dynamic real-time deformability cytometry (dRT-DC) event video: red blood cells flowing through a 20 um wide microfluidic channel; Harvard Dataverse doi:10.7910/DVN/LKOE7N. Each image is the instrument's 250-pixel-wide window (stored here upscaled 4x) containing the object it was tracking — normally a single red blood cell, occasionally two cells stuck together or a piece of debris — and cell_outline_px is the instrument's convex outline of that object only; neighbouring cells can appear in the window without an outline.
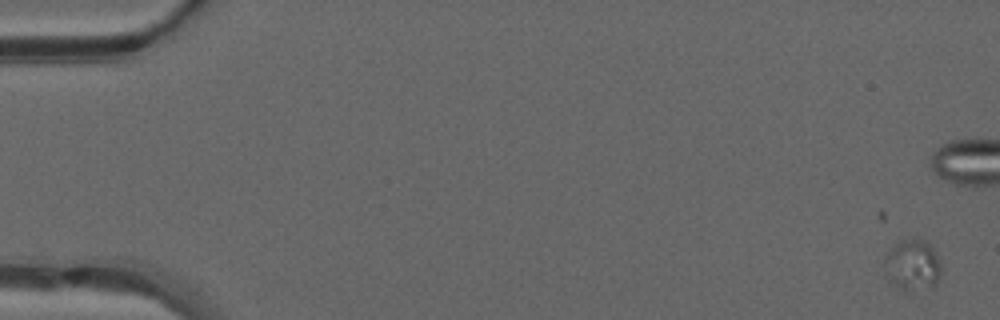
{"species": "common noctule bat (a hibernating species)", "species_latin": "Nyctalus noctula", "temperature_condition": "warm", "stored_images_in_passage": 10, "camera_frame_rate_fps": 3000, "um_per_image_px": 0.085, "animal": {"sex": "male", "forearm_length_mm": 52.5}, "frame": {"image": 1, "passage_image": 1, "time_ms": 0.0, "image_size_px": [1000, 320], "cell_outline_px": [[940, 276], [936, 284], [932, 288], [904, 288], [892, 284], [888, 280], [884, 272], [884, 256], [900, 240], [928, 240], [936, 252], [940, 264]], "centroid_in_image_um": [77.56, 22.5], "position_along_channel_um": 7.4, "area_um2": 16.65}}